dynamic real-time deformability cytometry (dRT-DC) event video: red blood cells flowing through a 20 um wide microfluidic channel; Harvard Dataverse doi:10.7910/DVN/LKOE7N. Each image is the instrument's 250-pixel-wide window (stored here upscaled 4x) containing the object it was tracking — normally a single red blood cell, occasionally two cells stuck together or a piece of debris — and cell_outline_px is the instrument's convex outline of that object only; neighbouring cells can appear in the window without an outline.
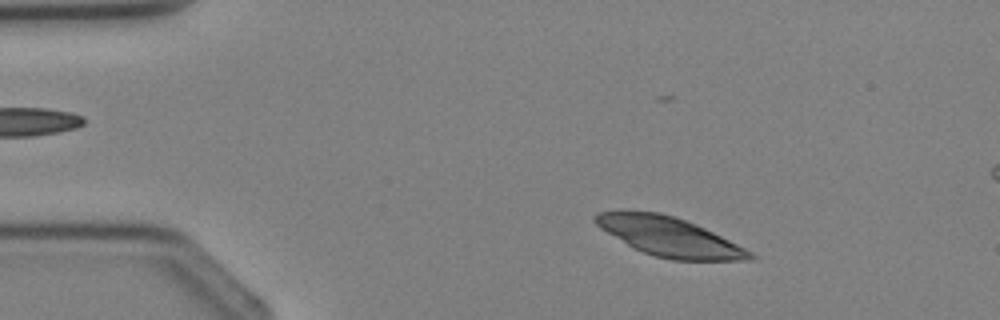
{"species": "Egyptian fruit bat (a non-hibernating species)", "species_latin": "Rousettus aegyptiacus", "temperature_condition": "cold", "stored_images_in_passage": 3, "segment_of_instrument_passage": [1, 2], "camera_frame_rate_fps": 3000, "um_per_image_px": 0.085, "animal": {"sex": "female"}, "frame": {"image": 1, "passage_image": 1, "time_ms": 0.0, "image_size_px": [1000, 320], "cell_outline_px": [[756, 260], [672, 260], [656, 256], [644, 252], [628, 244], [600, 228], [592, 220], [592, 216], [600, 212], [620, 208], [660, 212], [676, 216], [696, 224], [752, 252], [756, 256]], "centroid_in_image_um": [56.83, 20.07], "position_along_channel_um": 28.2, "area_um2": 35.43}}